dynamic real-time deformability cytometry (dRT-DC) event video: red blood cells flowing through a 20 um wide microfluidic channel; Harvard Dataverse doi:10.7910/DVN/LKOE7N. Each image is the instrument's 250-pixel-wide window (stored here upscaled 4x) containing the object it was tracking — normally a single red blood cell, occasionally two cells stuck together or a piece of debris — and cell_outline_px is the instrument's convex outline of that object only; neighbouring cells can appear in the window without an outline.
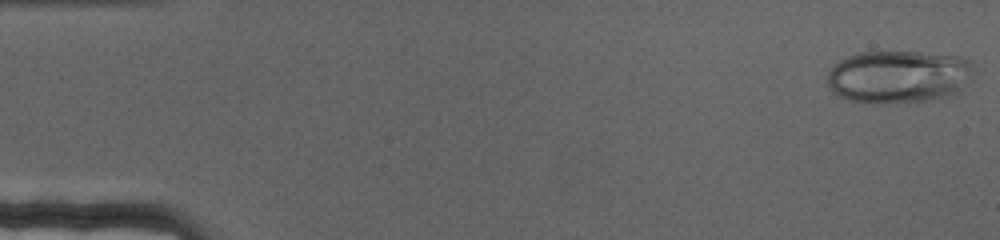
{"species": "human", "species_latin": "Homo sapiens", "temperature_condition": "cold", "stored_images_in_passage": 69, "camera_frame_rate_fps": 3000, "um_per_image_px": 0.085, "donor": {"sex": "female"}, "frame": {"image": 1, "passage_image": 1, "time_ms": 0.0, "image_size_px": [1000, 240], "cell_outline_px": [[972, 80], [960, 92], [952, 96], [928, 100], [852, 100], [840, 96], [832, 92], [828, 84], [828, 72], [832, 64], [848, 56], [860, 52], [920, 52], [960, 56], [968, 60], [972, 68]], "centroid_in_image_um": [76.43, 6.47], "position_along_channel_um": 8.6, "area_um2": 44.33}}
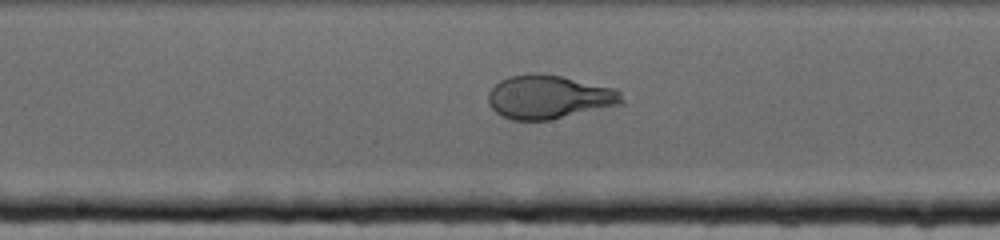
{"frame": {"image": 2, "passage_image": 36, "time_ms": 11.667, "image_size_px": [1000, 240], "cell_outline_px": [[624, 104], [548, 120], [512, 120], [496, 112], [488, 104], [488, 92], [500, 80], [508, 76], [540, 72], [560, 76], [616, 88], [620, 92], [624, 100]], "centroid_in_image_um": [46.67, 8.24], "position_along_channel_um": 201.5, "area_um2": 34.04}}
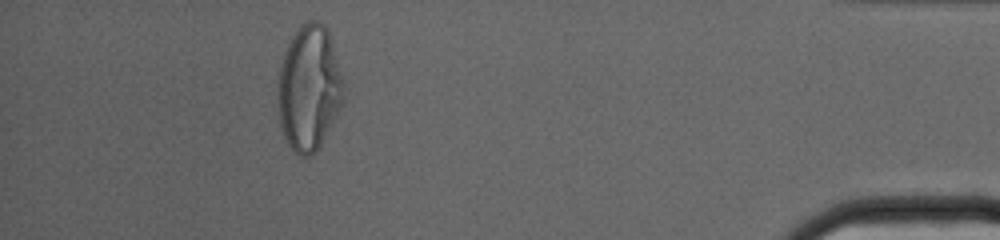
{"frame": {"image": 3, "passage_image": 63, "time_ms": 20.667, "image_size_px": [1000, 240], "cell_outline_px": [[348, 92], [344, 104], [316, 152], [308, 156], [300, 156], [288, 144], [280, 128], [276, 88], [280, 68], [288, 44], [292, 36], [300, 24], [304, 20], [316, 20], [324, 24], [328, 28], [344, 76]], "centroid_in_image_um": [26.32, 7.46], "position_along_channel_um": 408.9, "area_um2": 49.42}}